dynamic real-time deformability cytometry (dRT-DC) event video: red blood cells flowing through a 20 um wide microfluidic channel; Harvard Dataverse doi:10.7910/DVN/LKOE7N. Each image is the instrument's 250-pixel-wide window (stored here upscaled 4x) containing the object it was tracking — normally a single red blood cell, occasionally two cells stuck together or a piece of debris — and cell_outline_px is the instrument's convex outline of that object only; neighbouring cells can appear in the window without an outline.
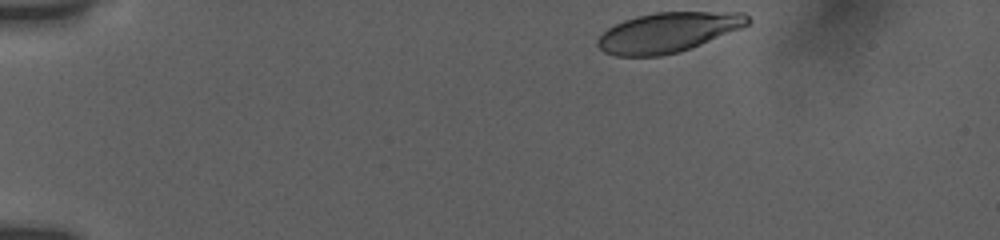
{"species": "human", "species_latin": "Homo sapiens", "temperature_condition": "room temperature", "stored_images_in_passage": 39, "camera_frame_rate_fps": 3000, "um_per_image_px": 0.085, "donor": {"sex": "female"}, "frame": {"image": 1, "passage_image": 1, "time_ms": 0.0, "image_size_px": [1000, 240], "cell_outline_px": [[752, 20], [748, 24], [740, 28], [680, 52], [660, 56], [616, 56], [604, 52], [596, 44], [596, 40], [608, 28], [624, 20], [636, 16], [656, 12], [744, 12]], "centroid_in_image_um": [56.76, 2.75], "position_along_channel_um": 28.2, "area_um2": 34.68}}
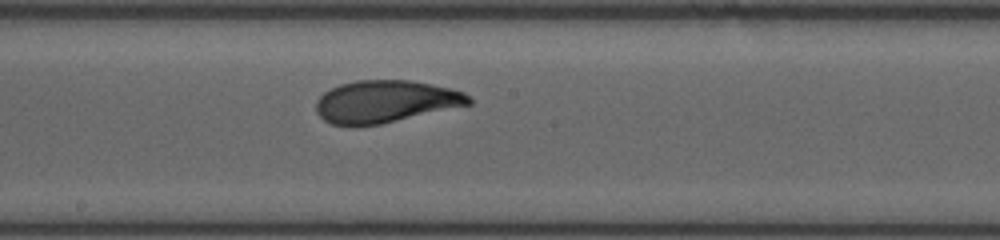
{"frame": {"image": 2, "passage_image": 23, "time_ms": 7.333, "image_size_px": [1000, 240], "cell_outline_px": [[472, 104], [380, 124], [332, 124], [324, 120], [316, 112], [316, 100], [324, 92], [340, 84], [356, 80], [412, 80], [432, 84], [464, 92], [472, 100]], "centroid_in_image_um": [32.77, 8.61], "position_along_channel_um": 215.4, "area_um2": 37.22}}
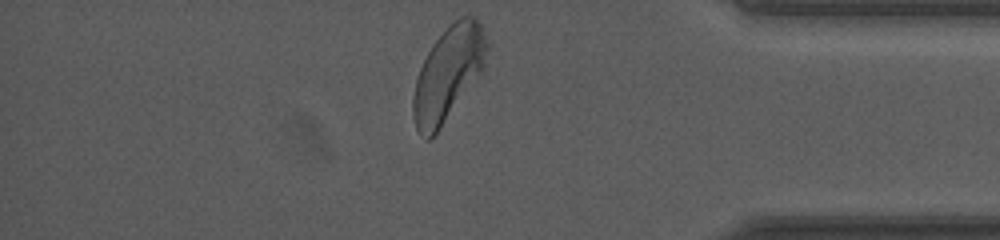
{"frame": {"image": 3, "passage_image": 39, "time_ms": 12.667, "image_size_px": [1000, 240], "cell_outline_px": [[488, 44], [480, 76], [440, 128], [428, 140], [424, 140], [420, 136], [416, 128], [412, 116], [412, 96], [416, 80], [420, 68], [432, 44], [460, 16], [472, 16], [480, 24], [484, 32]], "centroid_in_image_um": [38.07, 6.32], "position_along_channel_um": 397.1, "area_um2": 39.88}, "authors_computed_cell_mechanics": {"area_um2": 37.6278, "velocity_mm_per_s": 3.793, "shape_relaxation_time_tau1_ms": 3.6017, "shape_relaxation_time_tau2_ms": 0.8266, "deformation_change_tau1": 0.1499, "deformation_change_tau2": 0.0581}}